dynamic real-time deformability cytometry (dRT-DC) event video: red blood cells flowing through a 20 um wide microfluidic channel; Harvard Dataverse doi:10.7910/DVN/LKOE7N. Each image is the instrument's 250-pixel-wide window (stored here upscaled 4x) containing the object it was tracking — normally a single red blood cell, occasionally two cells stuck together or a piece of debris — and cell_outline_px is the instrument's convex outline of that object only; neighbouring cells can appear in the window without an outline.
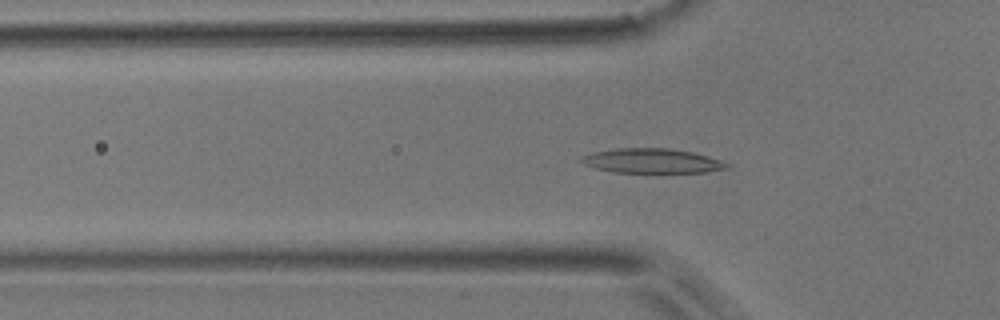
{"species": "common noctule bat (a hibernating species)", "species_latin": "Nyctalus noctula", "temperature_condition": "room temperature", "stored_images_in_passage": 47, "camera_frame_rate_fps": 3000, "um_per_image_px": 0.085, "animal": {"sex": "male", "body_mass_g": 17.9}, "frame": {"image": 1, "passage_image": 12, "time_ms": 3.667, "image_size_px": [1000, 320], "cell_outline_px": [[732, 168], [708, 172], [612, 172], [596, 168], [584, 164], [580, 160], [584, 156], [592, 152], [616, 148], [668, 148], [692, 152], [720, 160], [732, 164]], "centroid_in_image_um": [55.47, 13.67], "position_along_channel_um": 70.3, "area_um2": 20.81}}
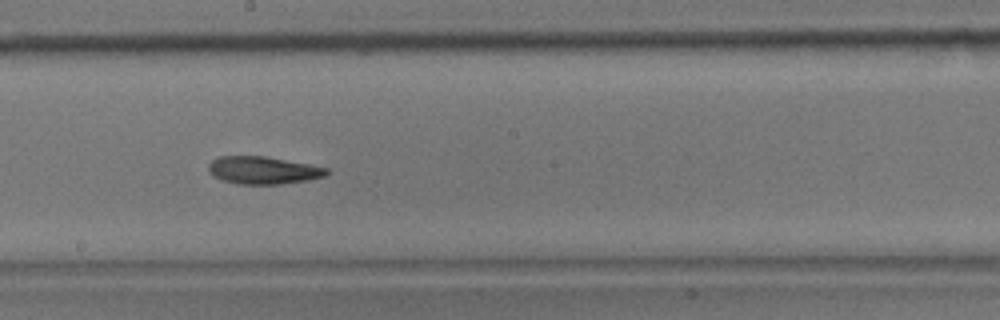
{"frame": {"image": 2, "passage_image": 24, "time_ms": 7.667, "image_size_px": [1000, 320], "cell_outline_px": [[332, 172], [324, 176], [308, 180], [280, 184], [236, 184], [220, 180], [212, 176], [208, 172], [208, 164], [216, 156], [264, 156], [308, 164], [328, 168]], "centroid_in_image_um": [22.32, 14.47], "position_along_channel_um": 225.9, "area_um2": 19.19}}
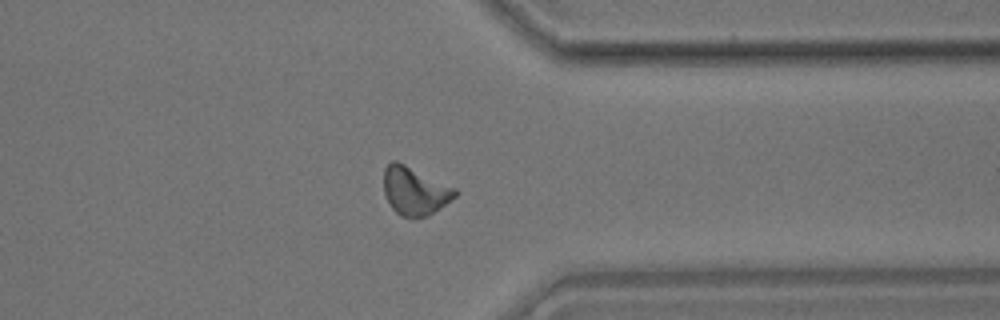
{"frame": {"image": 3, "passage_image": 36, "time_ms": 11.667, "image_size_px": [1000, 320], "cell_outline_px": [[456, 196], [428, 216], [412, 220], [400, 216], [392, 208], [384, 192], [384, 168], [392, 160], [396, 160], [456, 188]], "centroid_in_image_um": [35.23, 16.25], "position_along_channel_um": 376.2, "area_um2": 20.06}, "authors_computed_cell_mechanics": {"area_um2": 19.1318, "velocity_mm_per_s": 3.8787, "shape_relaxation_time_tau1_ms": 4.7681, "shape_relaxation_time_tau2_ms": 4.8998, "deformation_change_tau1": 0.1297, "deformation_change_tau2": 0.12}}